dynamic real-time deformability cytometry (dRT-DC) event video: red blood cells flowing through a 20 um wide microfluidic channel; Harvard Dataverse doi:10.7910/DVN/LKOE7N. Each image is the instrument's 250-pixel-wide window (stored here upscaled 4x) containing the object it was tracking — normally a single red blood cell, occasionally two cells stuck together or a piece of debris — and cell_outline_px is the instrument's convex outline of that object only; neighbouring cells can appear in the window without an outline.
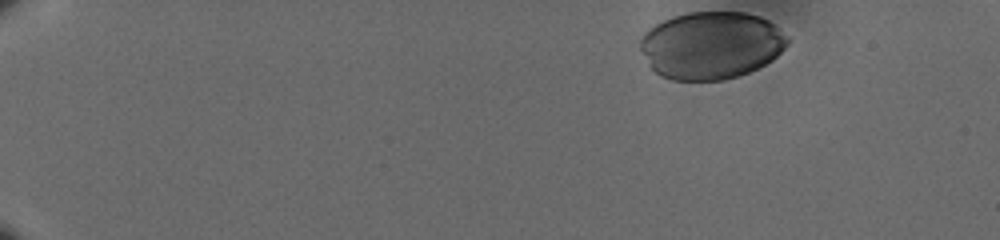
{"species": "human", "species_latin": "Homo sapiens", "temperature_condition": "cold", "stored_images_in_passage": 44, "camera_frame_rate_fps": 3000, "um_per_image_px": 0.085, "donor": {"sex": "male"}, "frame": {"image": 1, "passage_image": 1, "time_ms": 0.0, "image_size_px": [1000, 240], "cell_outline_px": [[788, 44], [772, 60], [748, 72], [724, 80], [672, 80], [660, 76], [648, 64], [640, 48], [640, 40], [644, 32], [648, 28], [672, 16], [688, 12], [748, 12], [760, 16], [776, 24], [788, 36]], "centroid_in_image_um": [60.45, 3.83], "position_along_channel_um": 24.6, "area_um2": 58.09}}
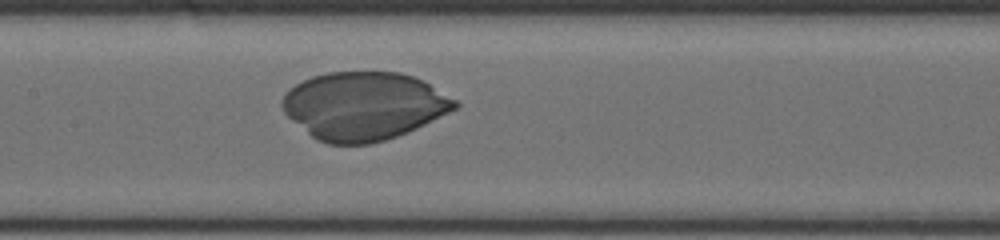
{"frame": {"image": 2, "passage_image": 25, "time_ms": 8.0, "image_size_px": [1000, 240], "cell_outline_px": [[460, 104], [456, 108], [408, 132], [384, 140], [368, 144], [328, 144], [316, 140], [288, 116], [284, 112], [280, 104], [280, 100], [284, 92], [288, 88], [312, 76], [328, 72], [400, 72], [412, 76], [428, 84], [456, 100]], "centroid_in_image_um": [30.86, 9.0], "position_along_channel_um": 176.5, "area_um2": 68.09}}
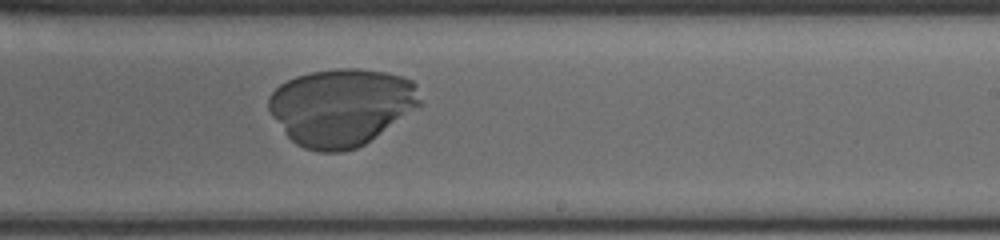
{"frame": {"image": 3, "passage_image": 32, "time_ms": 10.333, "image_size_px": [1000, 240], "cell_outline_px": [[424, 104], [364, 144], [356, 148], [340, 152], [320, 152], [304, 148], [296, 144], [284, 132], [272, 116], [268, 108], [268, 96], [280, 84], [296, 76], [308, 72], [336, 68], [356, 68], [384, 72], [404, 76], [412, 80], [416, 84]], "centroid_in_image_um": [29.04, 9.08], "position_along_channel_um": 260.0, "area_um2": 68.61}}